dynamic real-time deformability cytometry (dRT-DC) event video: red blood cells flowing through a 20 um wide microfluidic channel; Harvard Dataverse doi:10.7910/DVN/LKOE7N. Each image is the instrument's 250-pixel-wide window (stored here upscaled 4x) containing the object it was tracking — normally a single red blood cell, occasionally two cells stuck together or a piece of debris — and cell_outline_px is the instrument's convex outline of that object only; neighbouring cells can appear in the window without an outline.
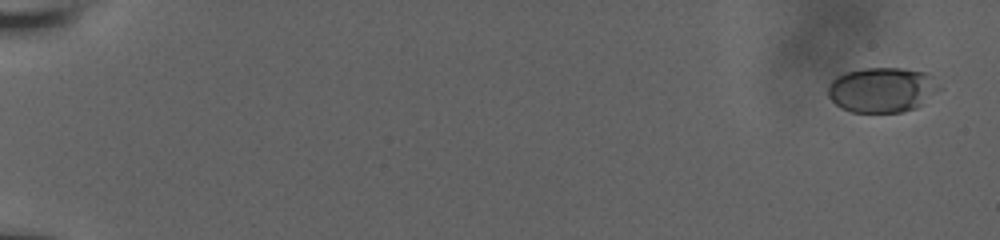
{"species": "human", "species_latin": "Homo sapiens", "temperature_condition": "room temperature", "stored_images_in_passage": 55, "camera_frame_rate_fps": 3000, "um_per_image_px": 0.085, "donor": {"sex": "male"}, "frame": {"image": 1, "passage_image": 1, "time_ms": 0.0, "image_size_px": [1000, 240], "cell_outline_px": [[944, 88], [916, 108], [900, 112], [852, 112], [840, 108], [828, 96], [828, 84], [836, 76], [844, 72], [864, 68], [900, 68], [928, 72]], "centroid_in_image_um": [75.0, 7.62], "position_along_channel_um": 10.0, "area_um2": 29.65}}
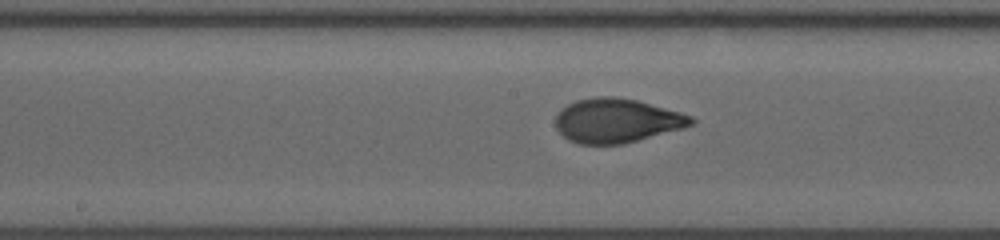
{"frame": {"image": 2, "passage_image": 31, "time_ms": 10.0, "image_size_px": [1000, 240], "cell_outline_px": [[696, 124], [684, 128], [624, 144], [580, 144], [568, 140], [556, 128], [556, 112], [568, 104], [576, 100], [600, 96], [616, 96], [636, 100], [680, 112], [692, 116], [696, 120]], "centroid_in_image_um": [52.44, 10.25], "position_along_channel_um": 195.8, "area_um2": 35.08}}
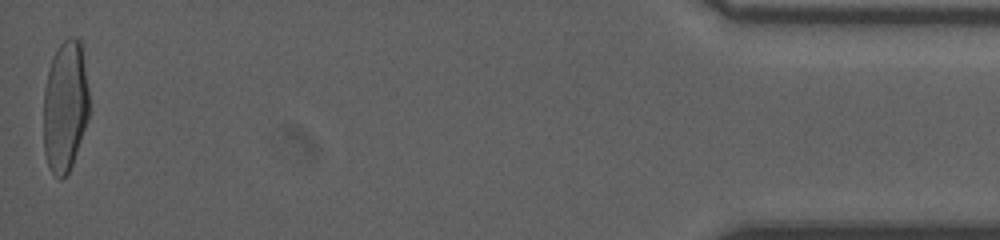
{"frame": {"image": 3, "passage_image": 55, "time_ms": 18.0, "image_size_px": [1000, 240], "cell_outline_px": [[88, 120], [72, 164], [68, 172], [60, 180], [48, 168], [44, 152], [44, 88], [52, 56], [56, 48], [68, 36], [72, 36], [80, 40], [88, 92]], "centroid_in_image_um": [5.52, 9.04], "position_along_channel_um": 429.7, "area_um2": 34.8}, "authors_computed_cell_mechanics": {"area_um2": 33.6396, "velocity_mm_per_s": 3.9546, "shape_relaxation_time_tau1_ms": 6.8731, "shape_relaxation_time_tau2_ms": null, "deformation_change_tau1": 0.234, "deformation_change_tau2": null}}